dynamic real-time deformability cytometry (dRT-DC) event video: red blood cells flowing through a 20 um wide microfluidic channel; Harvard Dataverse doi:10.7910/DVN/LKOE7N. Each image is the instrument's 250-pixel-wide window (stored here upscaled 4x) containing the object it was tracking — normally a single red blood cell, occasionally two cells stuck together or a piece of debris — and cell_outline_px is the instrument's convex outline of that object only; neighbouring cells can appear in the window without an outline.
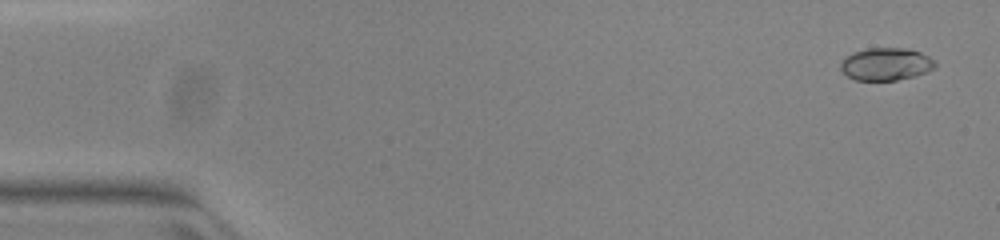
{"species": "common noctule bat (a hibernating species)", "species_latin": "Nyctalus noctula", "temperature_condition": "warm", "stored_images_in_passage": 51, "camera_frame_rate_fps": 3000, "um_per_image_px": 0.085, "animal": {"sex": "female", "body_mass_g": 23.0, "forearm_length_mm": 53.4}, "frame": {"image": 1, "passage_image": 2, "time_ms": 0.333, "image_size_px": [1000, 240], "cell_outline_px": [[936, 68], [928, 72], [916, 76], [896, 80], [856, 80], [848, 76], [840, 68], [840, 64], [852, 52], [868, 48], [908, 48], [920, 52], [928, 56], [936, 64]], "centroid_in_image_um": [75.34, 5.45], "position_along_channel_um": 9.7, "area_um2": 17.92}}
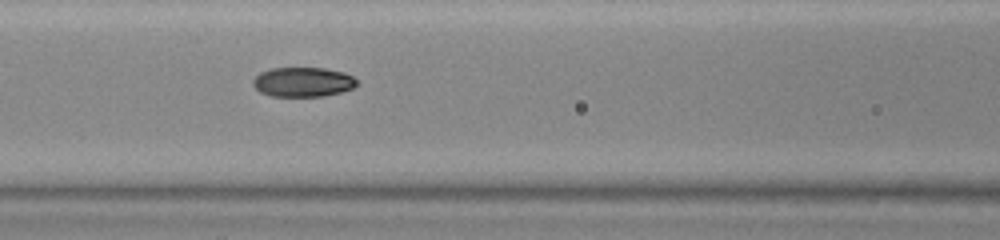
{"frame": {"image": 2, "passage_image": 22, "time_ms": 7.0, "image_size_px": [1000, 240], "cell_outline_px": [[360, 84], [352, 88], [340, 92], [324, 96], [272, 96], [260, 92], [252, 84], [252, 80], [260, 72], [272, 68], [324, 68], [344, 72], [360, 80]], "centroid_in_image_um": [25.78, 6.96], "position_along_channel_um": 140.8, "area_um2": 18.03}}
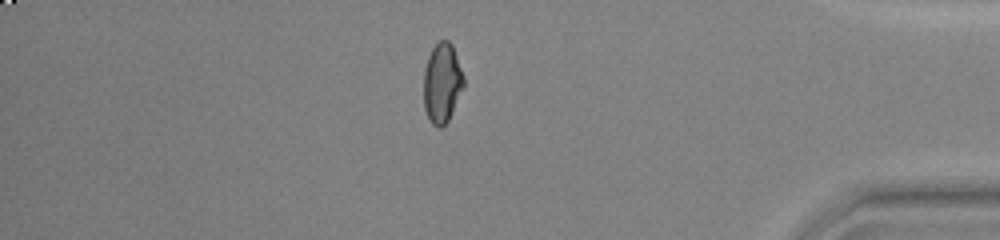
{"frame": {"image": 3, "passage_image": 44, "time_ms": 14.333, "image_size_px": [1000, 240], "cell_outline_px": [[464, 84], [448, 120], [440, 128], [432, 124], [428, 120], [424, 108], [424, 68], [428, 56], [432, 48], [440, 40], [448, 40], [452, 44], [464, 76]], "centroid_in_image_um": [37.56, 7.04], "position_along_channel_um": 397.6, "area_um2": 18.5}, "authors_computed_cell_mechanics": {"area_um2": 18.1492, "velocity_mm_per_s": 3.9915, "shape_relaxation_time_tau1_ms": 8.6156, "shape_relaxation_time_tau2_ms": 3.8523, "deformation_change_tau1": 0.2588, "deformation_change_tau2": 0.0451}}